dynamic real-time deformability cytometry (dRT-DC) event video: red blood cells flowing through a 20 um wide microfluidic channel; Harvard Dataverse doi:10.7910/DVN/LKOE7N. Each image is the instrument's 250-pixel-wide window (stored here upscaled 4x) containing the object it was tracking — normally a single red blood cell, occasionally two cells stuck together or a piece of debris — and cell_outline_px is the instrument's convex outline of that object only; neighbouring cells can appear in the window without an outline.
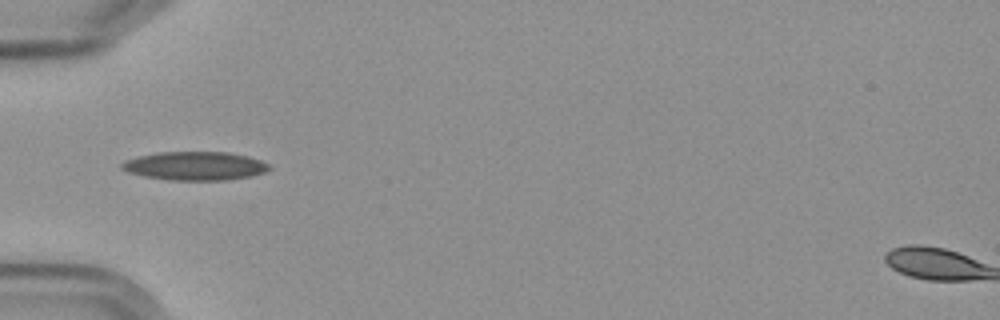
{"species": "Egyptian fruit bat (a non-hibernating species)", "species_latin": "Rousettus aegyptiacus", "temperature_condition": "cold", "stored_images_in_passage": 3, "camera_frame_rate_fps": 3000, "um_per_image_px": 0.085, "frame": {"image": 1, "passage_image": 1, "time_ms": 0.0, "image_size_px": [1000, 320], "cell_outline_px": [[272, 168], [264, 172], [252, 176], [228, 180], [168, 180], [144, 176], [128, 172], [120, 168], [120, 164], [128, 160], [140, 156], [160, 152], [228, 152], [248, 156], [260, 160], [268, 164]], "centroid_in_image_um": [16.6, 14.11], "position_along_channel_um": 68.4, "area_um2": 24.51}}